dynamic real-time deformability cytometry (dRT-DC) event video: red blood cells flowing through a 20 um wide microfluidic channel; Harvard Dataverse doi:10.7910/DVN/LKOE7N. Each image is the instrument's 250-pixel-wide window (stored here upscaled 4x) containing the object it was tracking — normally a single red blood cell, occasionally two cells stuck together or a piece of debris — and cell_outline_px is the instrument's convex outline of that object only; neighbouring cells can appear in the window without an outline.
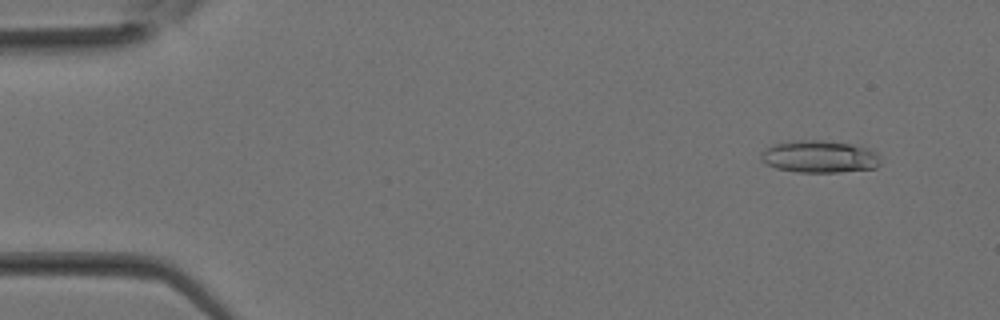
{"species": "Egyptian fruit bat (a non-hibernating species)", "species_latin": "Rousettus aegyptiacus", "temperature_condition": "room temperature", "stored_images_in_passage": 33, "camera_frame_rate_fps": 3000, "um_per_image_px": 0.085, "animal": {"sex": "female"}, "frame": {"image": 1, "passage_image": 3, "time_ms": 0.667, "image_size_px": [1000, 320], "cell_outline_px": [[880, 164], [876, 168], [840, 172], [800, 172], [776, 168], [760, 160], [760, 152], [776, 144], [792, 140], [824, 140], [848, 144], [868, 148], [876, 156]], "centroid_in_image_um": [69.61, 13.32], "position_along_channel_um": 15.4, "area_um2": 22.14}}
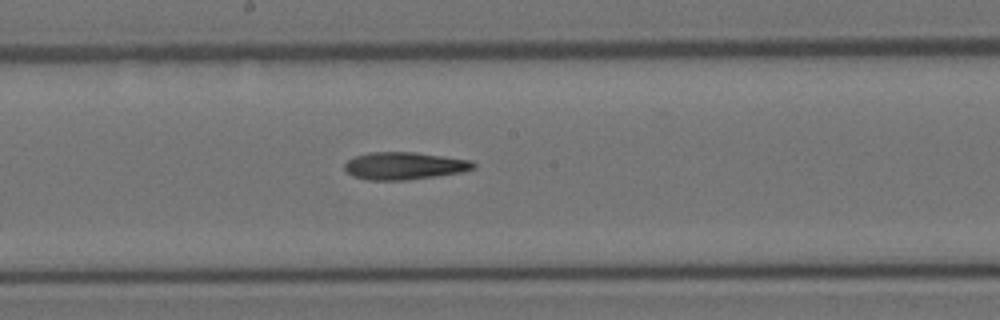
{"frame": {"image": 2, "passage_image": 18, "time_ms": 5.667, "image_size_px": [1000, 320], "cell_outline_px": [[476, 168], [460, 172], [436, 176], [408, 180], [368, 180], [352, 176], [344, 168], [344, 164], [348, 160], [356, 156], [368, 152], [416, 152], [472, 160], [476, 164]], "centroid_in_image_um": [34.38, 14.09], "position_along_channel_um": 213.8, "area_um2": 20.69}}
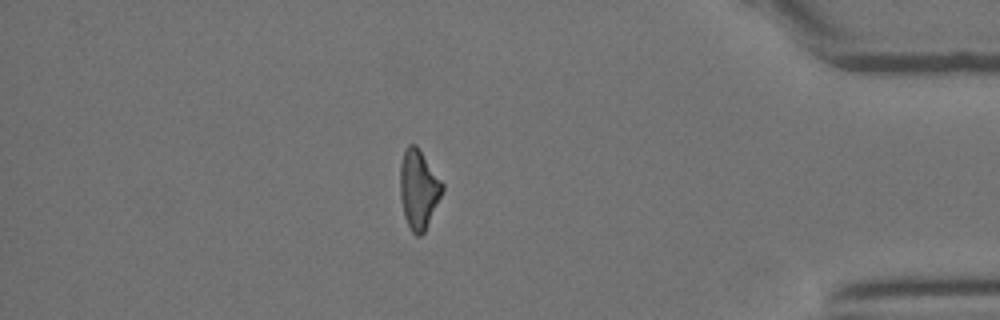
{"frame": {"image": 3, "passage_image": 29, "time_ms": 9.333, "image_size_px": [1000, 320], "cell_outline_px": [[444, 188], [424, 232], [420, 236], [416, 236], [412, 232], [404, 216], [400, 196], [400, 164], [404, 152], [408, 144], [416, 144], [444, 184]], "centroid_in_image_um": [35.57, 16.07], "position_along_channel_um": 399.6, "area_um2": 19.25}}